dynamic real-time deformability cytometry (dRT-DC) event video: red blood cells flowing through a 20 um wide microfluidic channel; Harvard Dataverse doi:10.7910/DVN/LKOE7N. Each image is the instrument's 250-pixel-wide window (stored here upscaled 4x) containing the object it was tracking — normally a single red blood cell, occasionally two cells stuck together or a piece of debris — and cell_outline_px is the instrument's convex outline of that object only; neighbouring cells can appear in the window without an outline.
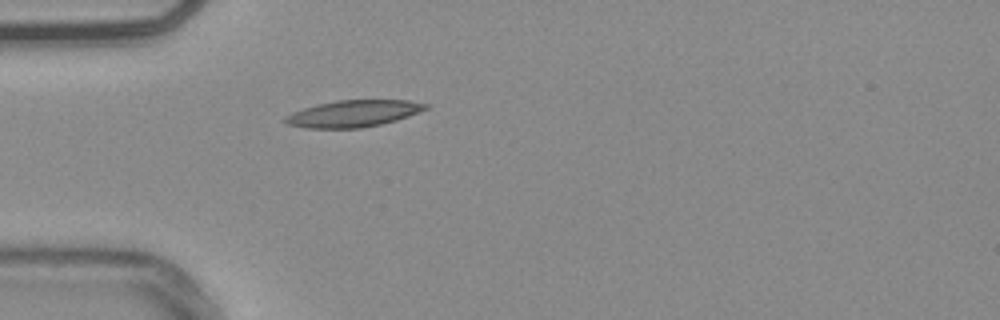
{"species": "common noctule bat (a hibernating species)", "species_latin": "Nyctalus noctula", "temperature_condition": "warm", "stored_images_in_passage": 36, "camera_frame_rate_fps": 3000, "um_per_image_px": 0.085, "animal": {"sex": "male", "body_mass_g": 20.4}, "frame": {"image": 1, "passage_image": 1, "time_ms": 0.0, "image_size_px": [1000, 320], "cell_outline_px": [[428, 108], [408, 116], [396, 120], [380, 124], [360, 128], [304, 128], [288, 124], [284, 120], [284, 116], [292, 112], [304, 108], [336, 100], [408, 100], [428, 104]], "centroid_in_image_um": [30.02, 9.65], "position_along_channel_um": 55.0, "area_um2": 21.68}}
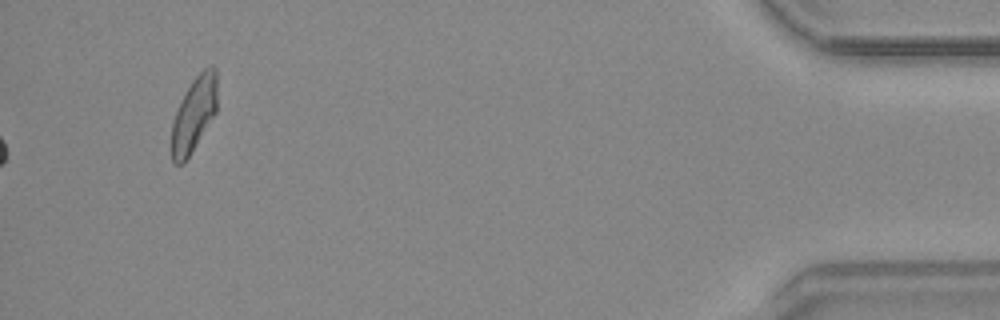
{"frame": {"image": 2, "passage_image": 36, "time_ms": 11.667, "image_size_px": [1000, 320], "cell_outline_px": [[216, 112], [184, 164], [176, 164], [172, 160], [172, 124], [180, 100], [192, 80], [208, 64], [212, 64], [216, 68]], "centroid_in_image_um": [16.49, 9.68], "position_along_channel_um": 418.7, "area_um2": 19.71}, "authors_computed_cell_mechanics": {"area_um2": 20.1722, "velocity_mm_per_s": 3.7901, "shape_relaxation_time_tau1_ms": 5.9392, "shape_relaxation_time_tau2_ms": 2.7846, "deformation_change_tau1": 0.1635, "deformation_change_tau2": 0.0982}}